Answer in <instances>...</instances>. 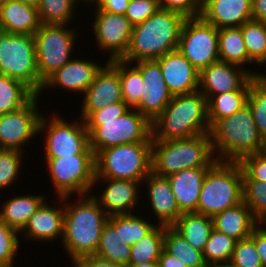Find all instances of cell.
I'll use <instances>...</instances> for the list:
<instances>
[{
	"mask_svg": "<svg viewBox=\"0 0 266 267\" xmlns=\"http://www.w3.org/2000/svg\"><path fill=\"white\" fill-rule=\"evenodd\" d=\"M19 234L22 233L0 222V264H15L14 259L20 245Z\"/></svg>",
	"mask_w": 266,
	"mask_h": 267,
	"instance_id": "obj_45",
	"label": "cell"
},
{
	"mask_svg": "<svg viewBox=\"0 0 266 267\" xmlns=\"http://www.w3.org/2000/svg\"><path fill=\"white\" fill-rule=\"evenodd\" d=\"M83 97L82 120L93 111L123 101L119 72L109 61L98 71Z\"/></svg>",
	"mask_w": 266,
	"mask_h": 267,
	"instance_id": "obj_18",
	"label": "cell"
},
{
	"mask_svg": "<svg viewBox=\"0 0 266 267\" xmlns=\"http://www.w3.org/2000/svg\"><path fill=\"white\" fill-rule=\"evenodd\" d=\"M38 96L35 95L18 110L0 115V149L23 152V145L39 134L38 127L43 113L38 110Z\"/></svg>",
	"mask_w": 266,
	"mask_h": 267,
	"instance_id": "obj_14",
	"label": "cell"
},
{
	"mask_svg": "<svg viewBox=\"0 0 266 267\" xmlns=\"http://www.w3.org/2000/svg\"><path fill=\"white\" fill-rule=\"evenodd\" d=\"M165 226H156L131 246L129 264L158 262L164 247Z\"/></svg>",
	"mask_w": 266,
	"mask_h": 267,
	"instance_id": "obj_32",
	"label": "cell"
},
{
	"mask_svg": "<svg viewBox=\"0 0 266 267\" xmlns=\"http://www.w3.org/2000/svg\"><path fill=\"white\" fill-rule=\"evenodd\" d=\"M241 27L249 59L253 63H266V22L249 20Z\"/></svg>",
	"mask_w": 266,
	"mask_h": 267,
	"instance_id": "obj_38",
	"label": "cell"
},
{
	"mask_svg": "<svg viewBox=\"0 0 266 267\" xmlns=\"http://www.w3.org/2000/svg\"><path fill=\"white\" fill-rule=\"evenodd\" d=\"M108 223L116 230L124 244L132 246L148 234L155 226L136 214L108 217Z\"/></svg>",
	"mask_w": 266,
	"mask_h": 267,
	"instance_id": "obj_35",
	"label": "cell"
},
{
	"mask_svg": "<svg viewBox=\"0 0 266 267\" xmlns=\"http://www.w3.org/2000/svg\"><path fill=\"white\" fill-rule=\"evenodd\" d=\"M152 142L128 143L95 154V178L142 181L152 172Z\"/></svg>",
	"mask_w": 266,
	"mask_h": 267,
	"instance_id": "obj_7",
	"label": "cell"
},
{
	"mask_svg": "<svg viewBox=\"0 0 266 267\" xmlns=\"http://www.w3.org/2000/svg\"><path fill=\"white\" fill-rule=\"evenodd\" d=\"M250 79L237 91L212 95L207 99V116L210 128L220 119L231 116L247 105Z\"/></svg>",
	"mask_w": 266,
	"mask_h": 267,
	"instance_id": "obj_30",
	"label": "cell"
},
{
	"mask_svg": "<svg viewBox=\"0 0 266 267\" xmlns=\"http://www.w3.org/2000/svg\"><path fill=\"white\" fill-rule=\"evenodd\" d=\"M188 243L203 251L213 228V220L210 216L199 213H182L178 220L171 226Z\"/></svg>",
	"mask_w": 266,
	"mask_h": 267,
	"instance_id": "obj_29",
	"label": "cell"
},
{
	"mask_svg": "<svg viewBox=\"0 0 266 267\" xmlns=\"http://www.w3.org/2000/svg\"><path fill=\"white\" fill-rule=\"evenodd\" d=\"M23 153L16 150L0 149V190L11 187L19 178Z\"/></svg>",
	"mask_w": 266,
	"mask_h": 267,
	"instance_id": "obj_43",
	"label": "cell"
},
{
	"mask_svg": "<svg viewBox=\"0 0 266 267\" xmlns=\"http://www.w3.org/2000/svg\"><path fill=\"white\" fill-rule=\"evenodd\" d=\"M250 238L254 241L256 250L261 258L263 267H266V230L263 228L262 225L258 224L252 231Z\"/></svg>",
	"mask_w": 266,
	"mask_h": 267,
	"instance_id": "obj_51",
	"label": "cell"
},
{
	"mask_svg": "<svg viewBox=\"0 0 266 267\" xmlns=\"http://www.w3.org/2000/svg\"><path fill=\"white\" fill-rule=\"evenodd\" d=\"M212 149L220 161L240 162L258 152L261 135L248 105L210 128Z\"/></svg>",
	"mask_w": 266,
	"mask_h": 267,
	"instance_id": "obj_4",
	"label": "cell"
},
{
	"mask_svg": "<svg viewBox=\"0 0 266 267\" xmlns=\"http://www.w3.org/2000/svg\"><path fill=\"white\" fill-rule=\"evenodd\" d=\"M235 243L232 237L213 229L202 251L205 263L230 262Z\"/></svg>",
	"mask_w": 266,
	"mask_h": 267,
	"instance_id": "obj_41",
	"label": "cell"
},
{
	"mask_svg": "<svg viewBox=\"0 0 266 267\" xmlns=\"http://www.w3.org/2000/svg\"><path fill=\"white\" fill-rule=\"evenodd\" d=\"M257 153L266 157V134L261 136L260 146Z\"/></svg>",
	"mask_w": 266,
	"mask_h": 267,
	"instance_id": "obj_55",
	"label": "cell"
},
{
	"mask_svg": "<svg viewBox=\"0 0 266 267\" xmlns=\"http://www.w3.org/2000/svg\"><path fill=\"white\" fill-rule=\"evenodd\" d=\"M229 263L233 267H263L254 241L250 237L236 241Z\"/></svg>",
	"mask_w": 266,
	"mask_h": 267,
	"instance_id": "obj_44",
	"label": "cell"
},
{
	"mask_svg": "<svg viewBox=\"0 0 266 267\" xmlns=\"http://www.w3.org/2000/svg\"><path fill=\"white\" fill-rule=\"evenodd\" d=\"M159 267H187V265L180 261L177 257L169 254L164 248L158 259Z\"/></svg>",
	"mask_w": 266,
	"mask_h": 267,
	"instance_id": "obj_53",
	"label": "cell"
},
{
	"mask_svg": "<svg viewBox=\"0 0 266 267\" xmlns=\"http://www.w3.org/2000/svg\"><path fill=\"white\" fill-rule=\"evenodd\" d=\"M134 63L143 77L141 100L134 109L152 122L164 111L173 95L165 84L160 65L156 60Z\"/></svg>",
	"mask_w": 266,
	"mask_h": 267,
	"instance_id": "obj_16",
	"label": "cell"
},
{
	"mask_svg": "<svg viewBox=\"0 0 266 267\" xmlns=\"http://www.w3.org/2000/svg\"><path fill=\"white\" fill-rule=\"evenodd\" d=\"M101 67L102 65L92 60L72 59L44 82L41 93L49 87L54 89V86H58L59 89L65 88L82 95L94 81Z\"/></svg>",
	"mask_w": 266,
	"mask_h": 267,
	"instance_id": "obj_22",
	"label": "cell"
},
{
	"mask_svg": "<svg viewBox=\"0 0 266 267\" xmlns=\"http://www.w3.org/2000/svg\"><path fill=\"white\" fill-rule=\"evenodd\" d=\"M202 0H157L159 8L179 12L186 18L201 14Z\"/></svg>",
	"mask_w": 266,
	"mask_h": 267,
	"instance_id": "obj_48",
	"label": "cell"
},
{
	"mask_svg": "<svg viewBox=\"0 0 266 267\" xmlns=\"http://www.w3.org/2000/svg\"><path fill=\"white\" fill-rule=\"evenodd\" d=\"M210 133L207 99L198 90L175 95L164 111L152 121V139L169 141Z\"/></svg>",
	"mask_w": 266,
	"mask_h": 267,
	"instance_id": "obj_3",
	"label": "cell"
},
{
	"mask_svg": "<svg viewBox=\"0 0 266 267\" xmlns=\"http://www.w3.org/2000/svg\"><path fill=\"white\" fill-rule=\"evenodd\" d=\"M35 95L24 83L0 74V115L18 110Z\"/></svg>",
	"mask_w": 266,
	"mask_h": 267,
	"instance_id": "obj_33",
	"label": "cell"
},
{
	"mask_svg": "<svg viewBox=\"0 0 266 267\" xmlns=\"http://www.w3.org/2000/svg\"><path fill=\"white\" fill-rule=\"evenodd\" d=\"M210 133L178 140H152V172L168 177L183 169L210 167L216 161Z\"/></svg>",
	"mask_w": 266,
	"mask_h": 267,
	"instance_id": "obj_5",
	"label": "cell"
},
{
	"mask_svg": "<svg viewBox=\"0 0 266 267\" xmlns=\"http://www.w3.org/2000/svg\"><path fill=\"white\" fill-rule=\"evenodd\" d=\"M74 267H124L120 265L113 264L110 261L103 260L97 256H86L74 259L72 261Z\"/></svg>",
	"mask_w": 266,
	"mask_h": 267,
	"instance_id": "obj_52",
	"label": "cell"
},
{
	"mask_svg": "<svg viewBox=\"0 0 266 267\" xmlns=\"http://www.w3.org/2000/svg\"><path fill=\"white\" fill-rule=\"evenodd\" d=\"M46 167L58 197L90 194L95 180V154L46 158Z\"/></svg>",
	"mask_w": 266,
	"mask_h": 267,
	"instance_id": "obj_11",
	"label": "cell"
},
{
	"mask_svg": "<svg viewBox=\"0 0 266 267\" xmlns=\"http://www.w3.org/2000/svg\"><path fill=\"white\" fill-rule=\"evenodd\" d=\"M212 220L213 228L216 231L232 237L236 241L250 237L252 231L259 224L244 201L217 213Z\"/></svg>",
	"mask_w": 266,
	"mask_h": 267,
	"instance_id": "obj_27",
	"label": "cell"
},
{
	"mask_svg": "<svg viewBox=\"0 0 266 267\" xmlns=\"http://www.w3.org/2000/svg\"><path fill=\"white\" fill-rule=\"evenodd\" d=\"M252 20L266 22V0H252Z\"/></svg>",
	"mask_w": 266,
	"mask_h": 267,
	"instance_id": "obj_54",
	"label": "cell"
},
{
	"mask_svg": "<svg viewBox=\"0 0 266 267\" xmlns=\"http://www.w3.org/2000/svg\"><path fill=\"white\" fill-rule=\"evenodd\" d=\"M78 198L75 203H71V197L64 196V226L61 241L70 261L95 255L102 231L108 222L107 214L93 195H79Z\"/></svg>",
	"mask_w": 266,
	"mask_h": 267,
	"instance_id": "obj_1",
	"label": "cell"
},
{
	"mask_svg": "<svg viewBox=\"0 0 266 267\" xmlns=\"http://www.w3.org/2000/svg\"><path fill=\"white\" fill-rule=\"evenodd\" d=\"M258 222L260 225L264 224L263 228L266 230V226H265L266 225V215H264Z\"/></svg>",
	"mask_w": 266,
	"mask_h": 267,
	"instance_id": "obj_59",
	"label": "cell"
},
{
	"mask_svg": "<svg viewBox=\"0 0 266 267\" xmlns=\"http://www.w3.org/2000/svg\"><path fill=\"white\" fill-rule=\"evenodd\" d=\"M67 27V25L41 24L33 35L37 71L43 83L72 60L70 57L75 48L77 30Z\"/></svg>",
	"mask_w": 266,
	"mask_h": 267,
	"instance_id": "obj_10",
	"label": "cell"
},
{
	"mask_svg": "<svg viewBox=\"0 0 266 267\" xmlns=\"http://www.w3.org/2000/svg\"><path fill=\"white\" fill-rule=\"evenodd\" d=\"M243 67L217 61L203 68L199 75V91L206 99L212 95L239 90L252 76L258 77V72H250Z\"/></svg>",
	"mask_w": 266,
	"mask_h": 267,
	"instance_id": "obj_17",
	"label": "cell"
},
{
	"mask_svg": "<svg viewBox=\"0 0 266 267\" xmlns=\"http://www.w3.org/2000/svg\"><path fill=\"white\" fill-rule=\"evenodd\" d=\"M131 108L124 102H117L91 112L83 121H110L123 116Z\"/></svg>",
	"mask_w": 266,
	"mask_h": 267,
	"instance_id": "obj_49",
	"label": "cell"
},
{
	"mask_svg": "<svg viewBox=\"0 0 266 267\" xmlns=\"http://www.w3.org/2000/svg\"><path fill=\"white\" fill-rule=\"evenodd\" d=\"M130 250L131 246L124 244L116 230L107 222L102 231L95 256L126 267L130 260Z\"/></svg>",
	"mask_w": 266,
	"mask_h": 267,
	"instance_id": "obj_34",
	"label": "cell"
},
{
	"mask_svg": "<svg viewBox=\"0 0 266 267\" xmlns=\"http://www.w3.org/2000/svg\"><path fill=\"white\" fill-rule=\"evenodd\" d=\"M254 122L261 136L266 134V82L259 76L250 78V89L247 98Z\"/></svg>",
	"mask_w": 266,
	"mask_h": 267,
	"instance_id": "obj_40",
	"label": "cell"
},
{
	"mask_svg": "<svg viewBox=\"0 0 266 267\" xmlns=\"http://www.w3.org/2000/svg\"><path fill=\"white\" fill-rule=\"evenodd\" d=\"M84 0H39L37 5L41 24L69 25L72 21L75 5Z\"/></svg>",
	"mask_w": 266,
	"mask_h": 267,
	"instance_id": "obj_39",
	"label": "cell"
},
{
	"mask_svg": "<svg viewBox=\"0 0 266 267\" xmlns=\"http://www.w3.org/2000/svg\"><path fill=\"white\" fill-rule=\"evenodd\" d=\"M243 169L242 180L266 182V157L258 153L245 156L240 162Z\"/></svg>",
	"mask_w": 266,
	"mask_h": 267,
	"instance_id": "obj_47",
	"label": "cell"
},
{
	"mask_svg": "<svg viewBox=\"0 0 266 267\" xmlns=\"http://www.w3.org/2000/svg\"><path fill=\"white\" fill-rule=\"evenodd\" d=\"M178 50L198 70L219 61L218 29L201 16L186 18Z\"/></svg>",
	"mask_w": 266,
	"mask_h": 267,
	"instance_id": "obj_13",
	"label": "cell"
},
{
	"mask_svg": "<svg viewBox=\"0 0 266 267\" xmlns=\"http://www.w3.org/2000/svg\"><path fill=\"white\" fill-rule=\"evenodd\" d=\"M40 25L37 7L20 0L4 1L0 13L1 30L33 36Z\"/></svg>",
	"mask_w": 266,
	"mask_h": 267,
	"instance_id": "obj_26",
	"label": "cell"
},
{
	"mask_svg": "<svg viewBox=\"0 0 266 267\" xmlns=\"http://www.w3.org/2000/svg\"><path fill=\"white\" fill-rule=\"evenodd\" d=\"M200 16L217 29L240 27L252 19V0H202Z\"/></svg>",
	"mask_w": 266,
	"mask_h": 267,
	"instance_id": "obj_21",
	"label": "cell"
},
{
	"mask_svg": "<svg viewBox=\"0 0 266 267\" xmlns=\"http://www.w3.org/2000/svg\"><path fill=\"white\" fill-rule=\"evenodd\" d=\"M78 121L68 122L61 118L59 114L51 115L48 120L42 114L38 133L44 134V152L45 158H58L62 156H71L75 154H94L90 148L89 132L84 121L79 118ZM48 121V122H47Z\"/></svg>",
	"mask_w": 266,
	"mask_h": 267,
	"instance_id": "obj_12",
	"label": "cell"
},
{
	"mask_svg": "<svg viewBox=\"0 0 266 267\" xmlns=\"http://www.w3.org/2000/svg\"><path fill=\"white\" fill-rule=\"evenodd\" d=\"M60 199L61 207L53 205L50 207L46 201L39 209L29 218L25 227L21 232H24L26 240L52 242L57 240L59 236L63 237L64 226V197ZM63 201V202H62ZM28 238V239H27Z\"/></svg>",
	"mask_w": 266,
	"mask_h": 267,
	"instance_id": "obj_23",
	"label": "cell"
},
{
	"mask_svg": "<svg viewBox=\"0 0 266 267\" xmlns=\"http://www.w3.org/2000/svg\"><path fill=\"white\" fill-rule=\"evenodd\" d=\"M158 9L157 0H130L124 15L133 26H136L153 15Z\"/></svg>",
	"mask_w": 266,
	"mask_h": 267,
	"instance_id": "obj_46",
	"label": "cell"
},
{
	"mask_svg": "<svg viewBox=\"0 0 266 267\" xmlns=\"http://www.w3.org/2000/svg\"><path fill=\"white\" fill-rule=\"evenodd\" d=\"M219 60L241 66L252 64L248 57L241 27L218 29Z\"/></svg>",
	"mask_w": 266,
	"mask_h": 267,
	"instance_id": "obj_31",
	"label": "cell"
},
{
	"mask_svg": "<svg viewBox=\"0 0 266 267\" xmlns=\"http://www.w3.org/2000/svg\"><path fill=\"white\" fill-rule=\"evenodd\" d=\"M130 0H88L86 3L110 13L125 14Z\"/></svg>",
	"mask_w": 266,
	"mask_h": 267,
	"instance_id": "obj_50",
	"label": "cell"
},
{
	"mask_svg": "<svg viewBox=\"0 0 266 267\" xmlns=\"http://www.w3.org/2000/svg\"><path fill=\"white\" fill-rule=\"evenodd\" d=\"M169 254L180 259L187 267H204L205 260L202 251L192 247L172 227L165 226L164 247Z\"/></svg>",
	"mask_w": 266,
	"mask_h": 267,
	"instance_id": "obj_37",
	"label": "cell"
},
{
	"mask_svg": "<svg viewBox=\"0 0 266 267\" xmlns=\"http://www.w3.org/2000/svg\"><path fill=\"white\" fill-rule=\"evenodd\" d=\"M186 17L179 12L158 9L145 21L133 27L129 47L121 60H157L178 49L181 29Z\"/></svg>",
	"mask_w": 266,
	"mask_h": 267,
	"instance_id": "obj_2",
	"label": "cell"
},
{
	"mask_svg": "<svg viewBox=\"0 0 266 267\" xmlns=\"http://www.w3.org/2000/svg\"><path fill=\"white\" fill-rule=\"evenodd\" d=\"M142 182L148 187V202L158 220L157 224L171 227L182 212L179 210L169 179L151 172Z\"/></svg>",
	"mask_w": 266,
	"mask_h": 267,
	"instance_id": "obj_24",
	"label": "cell"
},
{
	"mask_svg": "<svg viewBox=\"0 0 266 267\" xmlns=\"http://www.w3.org/2000/svg\"><path fill=\"white\" fill-rule=\"evenodd\" d=\"M204 267H233L229 262L227 263H205Z\"/></svg>",
	"mask_w": 266,
	"mask_h": 267,
	"instance_id": "obj_57",
	"label": "cell"
},
{
	"mask_svg": "<svg viewBox=\"0 0 266 267\" xmlns=\"http://www.w3.org/2000/svg\"><path fill=\"white\" fill-rule=\"evenodd\" d=\"M264 82H266V74L265 73H260V76H259Z\"/></svg>",
	"mask_w": 266,
	"mask_h": 267,
	"instance_id": "obj_60",
	"label": "cell"
},
{
	"mask_svg": "<svg viewBox=\"0 0 266 267\" xmlns=\"http://www.w3.org/2000/svg\"><path fill=\"white\" fill-rule=\"evenodd\" d=\"M0 267H14V264H0Z\"/></svg>",
	"mask_w": 266,
	"mask_h": 267,
	"instance_id": "obj_61",
	"label": "cell"
},
{
	"mask_svg": "<svg viewBox=\"0 0 266 267\" xmlns=\"http://www.w3.org/2000/svg\"><path fill=\"white\" fill-rule=\"evenodd\" d=\"M243 201L259 221L266 215V182L242 180Z\"/></svg>",
	"mask_w": 266,
	"mask_h": 267,
	"instance_id": "obj_42",
	"label": "cell"
},
{
	"mask_svg": "<svg viewBox=\"0 0 266 267\" xmlns=\"http://www.w3.org/2000/svg\"><path fill=\"white\" fill-rule=\"evenodd\" d=\"M0 74L24 83L36 95H42L44 83L37 71L32 35L13 34L0 29Z\"/></svg>",
	"mask_w": 266,
	"mask_h": 267,
	"instance_id": "obj_8",
	"label": "cell"
},
{
	"mask_svg": "<svg viewBox=\"0 0 266 267\" xmlns=\"http://www.w3.org/2000/svg\"><path fill=\"white\" fill-rule=\"evenodd\" d=\"M90 148L96 154L107 147L128 143L152 142V122L136 109L110 121H84Z\"/></svg>",
	"mask_w": 266,
	"mask_h": 267,
	"instance_id": "obj_9",
	"label": "cell"
},
{
	"mask_svg": "<svg viewBox=\"0 0 266 267\" xmlns=\"http://www.w3.org/2000/svg\"><path fill=\"white\" fill-rule=\"evenodd\" d=\"M156 61L160 65L165 84L173 96L198 91L200 71L178 49L166 53Z\"/></svg>",
	"mask_w": 266,
	"mask_h": 267,
	"instance_id": "obj_20",
	"label": "cell"
},
{
	"mask_svg": "<svg viewBox=\"0 0 266 267\" xmlns=\"http://www.w3.org/2000/svg\"><path fill=\"white\" fill-rule=\"evenodd\" d=\"M243 169L239 162L216 160L202 183L197 211L213 217L243 201Z\"/></svg>",
	"mask_w": 266,
	"mask_h": 267,
	"instance_id": "obj_6",
	"label": "cell"
},
{
	"mask_svg": "<svg viewBox=\"0 0 266 267\" xmlns=\"http://www.w3.org/2000/svg\"><path fill=\"white\" fill-rule=\"evenodd\" d=\"M94 10L92 29L96 45L100 51H108V61L121 59L129 47L134 26L123 14L110 13L102 9Z\"/></svg>",
	"mask_w": 266,
	"mask_h": 267,
	"instance_id": "obj_15",
	"label": "cell"
},
{
	"mask_svg": "<svg viewBox=\"0 0 266 267\" xmlns=\"http://www.w3.org/2000/svg\"><path fill=\"white\" fill-rule=\"evenodd\" d=\"M24 3H28V4H31L32 6H35L37 7L38 3H39V0H20Z\"/></svg>",
	"mask_w": 266,
	"mask_h": 267,
	"instance_id": "obj_58",
	"label": "cell"
},
{
	"mask_svg": "<svg viewBox=\"0 0 266 267\" xmlns=\"http://www.w3.org/2000/svg\"><path fill=\"white\" fill-rule=\"evenodd\" d=\"M208 169L209 167L183 169L167 177L182 213L197 211L202 183Z\"/></svg>",
	"mask_w": 266,
	"mask_h": 267,
	"instance_id": "obj_25",
	"label": "cell"
},
{
	"mask_svg": "<svg viewBox=\"0 0 266 267\" xmlns=\"http://www.w3.org/2000/svg\"><path fill=\"white\" fill-rule=\"evenodd\" d=\"M4 1H5V0H0V13H1V9H2V7H3Z\"/></svg>",
	"mask_w": 266,
	"mask_h": 267,
	"instance_id": "obj_62",
	"label": "cell"
},
{
	"mask_svg": "<svg viewBox=\"0 0 266 267\" xmlns=\"http://www.w3.org/2000/svg\"><path fill=\"white\" fill-rule=\"evenodd\" d=\"M106 183L104 190L100 196L94 195L100 207L105 211L108 217L116 215L132 214L137 207V201L140 196V181L111 179V178H95L94 186L97 182ZM98 196V197H97Z\"/></svg>",
	"mask_w": 266,
	"mask_h": 267,
	"instance_id": "obj_19",
	"label": "cell"
},
{
	"mask_svg": "<svg viewBox=\"0 0 266 267\" xmlns=\"http://www.w3.org/2000/svg\"><path fill=\"white\" fill-rule=\"evenodd\" d=\"M126 267H159V265L158 262H152V263L128 264Z\"/></svg>",
	"mask_w": 266,
	"mask_h": 267,
	"instance_id": "obj_56",
	"label": "cell"
},
{
	"mask_svg": "<svg viewBox=\"0 0 266 267\" xmlns=\"http://www.w3.org/2000/svg\"><path fill=\"white\" fill-rule=\"evenodd\" d=\"M44 195H20L4 201L0 211V222L17 230L19 233L23 230L29 218L45 202Z\"/></svg>",
	"mask_w": 266,
	"mask_h": 267,
	"instance_id": "obj_28",
	"label": "cell"
},
{
	"mask_svg": "<svg viewBox=\"0 0 266 267\" xmlns=\"http://www.w3.org/2000/svg\"><path fill=\"white\" fill-rule=\"evenodd\" d=\"M109 62L119 72L123 101L131 109H134L141 100L143 84L141 72L133 64L130 65L129 62L121 59H114Z\"/></svg>",
	"mask_w": 266,
	"mask_h": 267,
	"instance_id": "obj_36",
	"label": "cell"
}]
</instances>
